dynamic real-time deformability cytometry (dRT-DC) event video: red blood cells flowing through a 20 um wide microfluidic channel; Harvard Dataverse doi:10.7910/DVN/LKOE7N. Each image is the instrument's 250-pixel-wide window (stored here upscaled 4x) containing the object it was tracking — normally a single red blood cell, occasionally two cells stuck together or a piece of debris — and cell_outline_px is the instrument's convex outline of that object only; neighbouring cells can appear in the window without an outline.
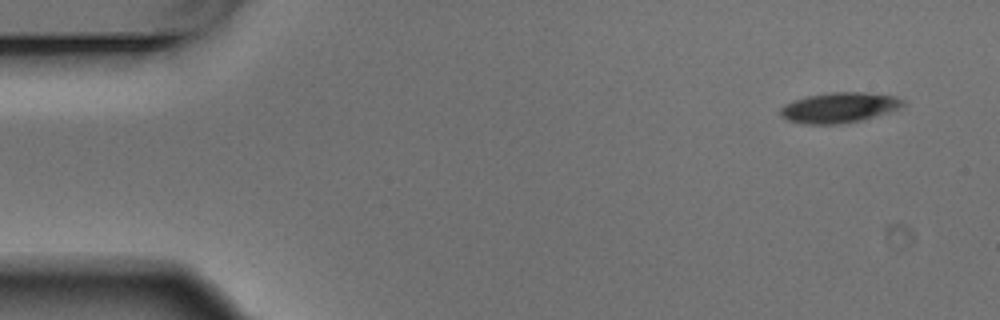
{"species": "Egyptian fruit bat (a non-hibernating species)", "species_latin": "Rousettus aegyptiacus", "temperature_condition": "warm", "stored_images_in_passage": 4, "camera_frame_rate_fps": 3000, "um_per_image_px": 0.085, "animal": {"sex": "male"}, "frame": {"image": 1, "passage_image": 1, "time_ms": 0.0, "image_size_px": [1000, 320], "cell_outline_px": [[904, 104], [888, 112], [860, 120], [836, 124], [804, 124], [788, 120], [780, 116], [780, 108], [784, 104], [792, 100], [808, 96], [828, 92], [864, 92], [896, 96], [904, 100]], "centroid_in_image_um": [71.27, 9.13], "position_along_channel_um": 13.7, "area_um2": 21.5}}
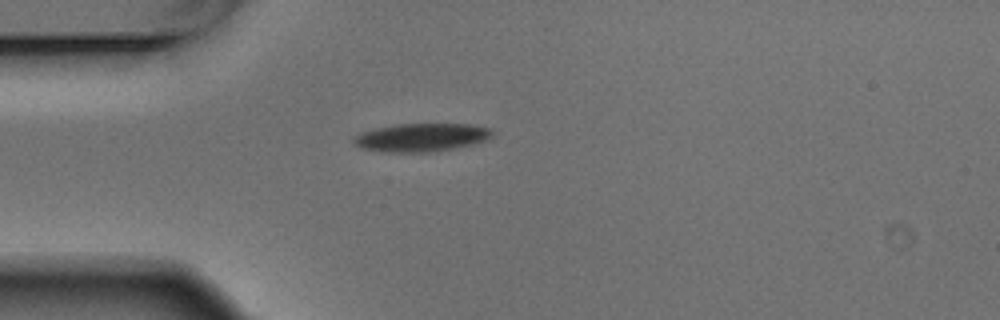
{"frame": {"image": 2, "passage_image": 4, "time_ms": 1.0, "image_size_px": [1000, 320], "cell_outline_px": [[496, 132], [488, 140], [472, 144], [432, 152], [380, 152], [360, 148], [352, 140], [360, 132], [376, 128], [396, 124], [472, 124], [488, 128]], "centroid_in_image_um": [35.82, 11.68], "position_along_channel_um": 49.2, "area_um2": 22.89}}